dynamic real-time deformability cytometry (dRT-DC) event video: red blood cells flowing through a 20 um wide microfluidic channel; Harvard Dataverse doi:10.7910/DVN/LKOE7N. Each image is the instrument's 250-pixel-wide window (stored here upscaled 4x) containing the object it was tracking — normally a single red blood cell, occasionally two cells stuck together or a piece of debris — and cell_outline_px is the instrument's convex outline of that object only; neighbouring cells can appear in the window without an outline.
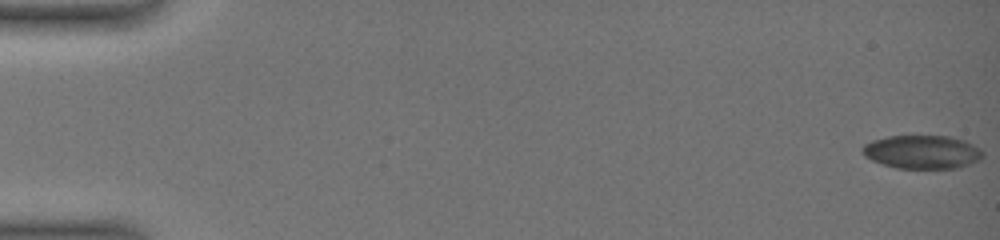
{"species": "common noctule bat (a hibernating species)", "species_latin": "Nyctalus noctula", "temperature_condition": "warm", "stored_images_in_passage": 27, "camera_frame_rate_fps": 3000, "um_per_image_px": 0.085, "animal": {"sex": "female", "body_mass_g": 19.0, "forearm_length_mm": 51.5}, "frame": {"image": 1, "passage_image": 1, "time_ms": 0.0, "image_size_px": [1000, 240], "cell_outline_px": [[984, 152], [976, 160], [960, 168], [896, 168], [872, 160], [864, 156], [860, 152], [860, 148], [864, 144], [872, 140], [888, 136], [948, 136], [964, 140], [980, 148]], "centroid_in_image_um": [78.33, 12.91], "position_along_channel_um": 6.7, "area_um2": 23.41}}
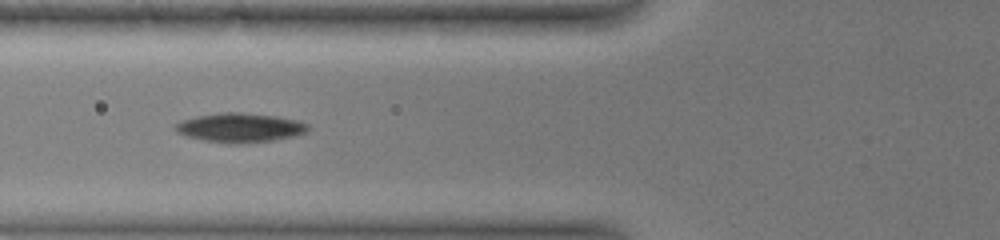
{"frame": {"image": 2, "passage_image": 20, "time_ms": 7.667, "image_size_px": [1000, 240], "cell_outline_px": [[308, 132], [296, 136], [272, 140], [240, 144], [228, 144], [204, 140], [188, 136], [176, 132], [172, 128], [180, 120], [196, 116], [220, 112], [240, 112], [276, 116], [300, 120], [308, 124]], "centroid_in_image_um": [20.4, 10.85], "position_along_channel_um": 105.4, "area_um2": 22.89}}
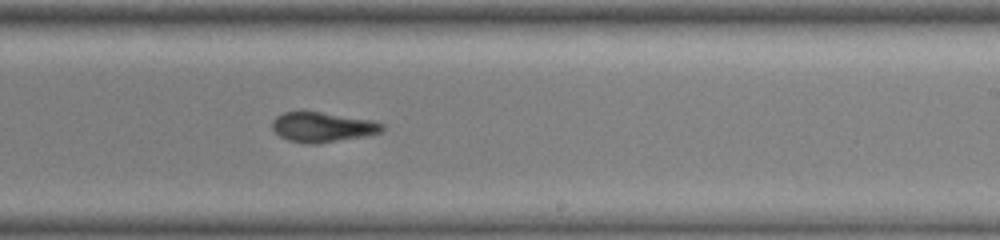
{"frame": {"image": 3, "passage_image": 27, "time_ms": 12.0, "image_size_px": [1000, 240], "cell_outline_px": [[384, 132], [364, 136], [316, 144], [308, 144], [288, 140], [280, 136], [272, 128], [272, 120], [276, 116], [284, 112], [300, 108], [376, 120], [384, 124]], "centroid_in_image_um": [27.42, 10.75], "position_along_channel_um": 261.6, "area_um2": 20.0}}